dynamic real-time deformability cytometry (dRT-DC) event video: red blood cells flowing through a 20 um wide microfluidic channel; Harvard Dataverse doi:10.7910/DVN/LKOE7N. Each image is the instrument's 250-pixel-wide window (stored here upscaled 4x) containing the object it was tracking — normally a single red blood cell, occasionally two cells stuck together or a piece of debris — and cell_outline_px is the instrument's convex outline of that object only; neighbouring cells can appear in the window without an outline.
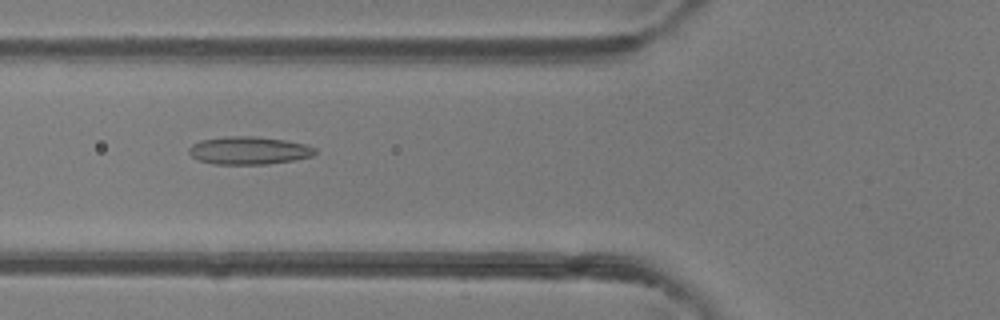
{"species": "common noctule bat (a hibernating species)", "species_latin": "Nyctalus noctula", "temperature_condition": "room temperature", "stored_images_in_passage": 47, "camera_frame_rate_fps": 3000, "um_per_image_px": 0.085, "animal": {"sex": "female"}, "frame": {"image": 1, "passage_image": 18, "time_ms": 5.667, "image_size_px": [1000, 320], "cell_outline_px": [[316, 152], [312, 156], [292, 160], [268, 164], [212, 164], [200, 160], [192, 156], [188, 152], [188, 148], [192, 144], [200, 140], [228, 136], [256, 136], [284, 140], [304, 144], [316, 148]], "centroid_in_image_um": [21.13, 12.79], "position_along_channel_um": 104.7, "area_um2": 20.4}}
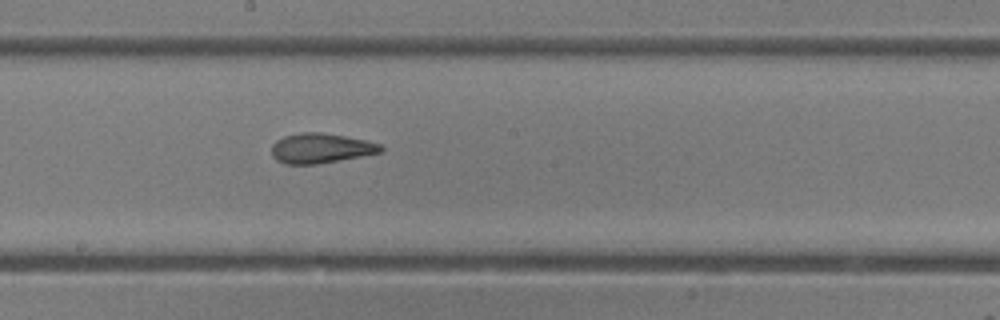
{"frame": {"image": 2, "passage_image": 26, "time_ms": 8.333, "image_size_px": [1000, 320], "cell_outline_px": [[384, 152], [316, 164], [284, 164], [276, 160], [272, 156], [272, 144], [276, 140], [284, 136], [300, 132], [320, 132], [344, 136], [364, 140], [380, 144], [384, 148]], "centroid_in_image_um": [27.25, 12.6], "position_along_channel_um": 221.0, "area_um2": 19.02}}
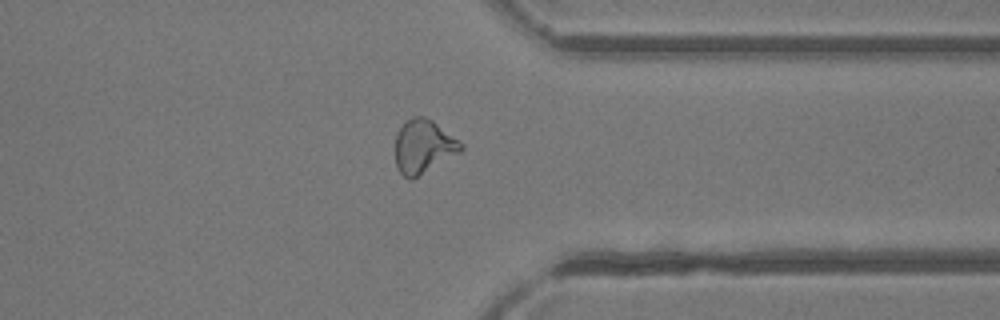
{"frame": {"image": 3, "passage_image": 37, "time_ms": 12.0, "image_size_px": [1000, 320], "cell_outline_px": [[464, 148], [460, 152], [412, 180], [408, 180], [396, 168], [396, 132], [412, 116], [424, 116], [432, 120], [460, 140], [464, 144]], "centroid_in_image_um": [36.0, 12.46], "position_along_channel_um": 375.4, "area_um2": 20.58}, "authors_computed_cell_mechanics": {"area_um2": 20.6346, "velocity_mm_per_s": 4.3384, "shape_relaxation_time_tau1_ms": 8.018, "shape_relaxation_time_tau2_ms": 1.485, "deformation_change_tau1": 0.201, "deformation_change_tau2": 0.0977}}